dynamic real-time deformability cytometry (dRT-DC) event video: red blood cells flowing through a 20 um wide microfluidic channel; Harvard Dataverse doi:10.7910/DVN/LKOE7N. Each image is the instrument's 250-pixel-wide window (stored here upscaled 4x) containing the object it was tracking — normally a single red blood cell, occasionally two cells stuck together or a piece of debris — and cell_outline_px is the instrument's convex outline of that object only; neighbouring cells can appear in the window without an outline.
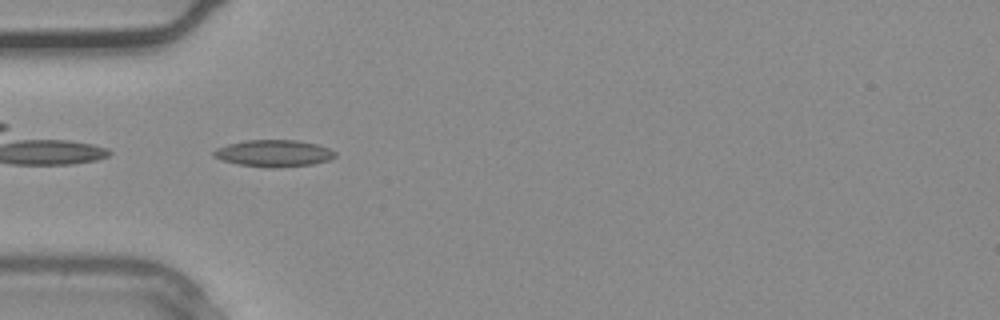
{"species": "common noctule bat (a hibernating species)", "species_latin": "Nyctalus noctula", "temperature_condition": "warm", "stored_images_in_passage": 36, "camera_frame_rate_fps": 3000, "um_per_image_px": 0.085, "animal": {"sex": "male", "body_mass_g": 20.4}, "frame": {"image": 1, "passage_image": 11, "time_ms": 3.333, "image_size_px": [1000, 320], "cell_outline_px": [[336, 156], [328, 160], [312, 164], [276, 168], [264, 168], [236, 164], [220, 160], [212, 156], [212, 152], [216, 148], [228, 144], [248, 140], [296, 140], [316, 144], [328, 148], [336, 152]], "centroid_in_image_um": [23.22, 13.04], "position_along_channel_um": 61.8, "area_um2": 19.13}}